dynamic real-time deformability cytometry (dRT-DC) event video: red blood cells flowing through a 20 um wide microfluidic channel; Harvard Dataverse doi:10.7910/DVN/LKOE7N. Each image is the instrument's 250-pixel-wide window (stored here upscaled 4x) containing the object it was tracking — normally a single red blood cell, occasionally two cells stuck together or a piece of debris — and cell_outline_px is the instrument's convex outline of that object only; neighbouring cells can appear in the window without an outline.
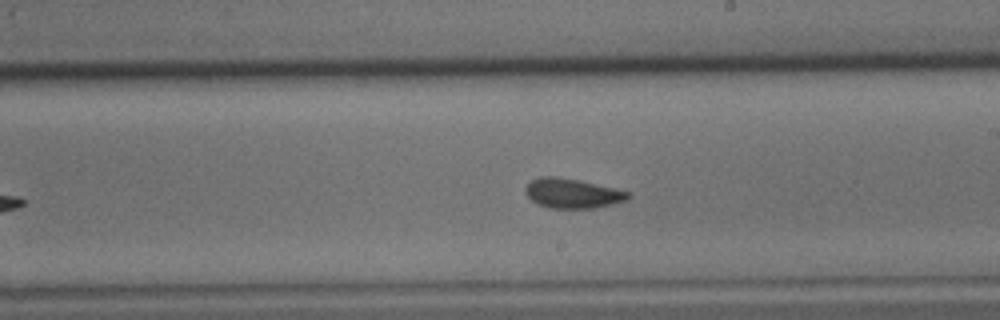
{"species": "common noctule bat (a hibernating species)", "species_latin": "Nyctalus noctula", "temperature_condition": "cold", "stored_images_in_passage": 40, "camera_frame_rate_fps": 3000, "um_per_image_px": 0.085, "animal": {"sex": "male", "body_mass_g": 15.6}, "frame": {"image": 1, "passage_image": 25, "time_ms": 8.0, "image_size_px": [1000, 320], "cell_outline_px": [[632, 196], [628, 200], [596, 208], [552, 208], [536, 204], [524, 192], [524, 188], [532, 180], [540, 176], [552, 176], [580, 180], [632, 192]], "centroid_in_image_um": [48.69, 16.43], "position_along_channel_um": 240.3, "area_um2": 17.92}}
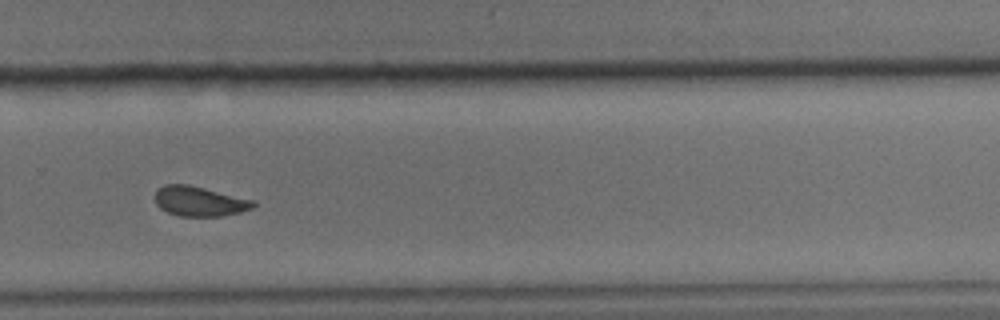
{"frame": {"image": 2, "passage_image": 31, "time_ms": 10.0, "image_size_px": [1000, 320], "cell_outline_px": [[256, 204], [252, 208], [240, 212], [220, 216], [180, 216], [168, 212], [160, 208], [156, 204], [156, 192], [164, 184], [188, 184], [256, 200]], "centroid_in_image_um": [16.99, 17.1], "position_along_channel_um": 312.8, "area_um2": 17.05}}
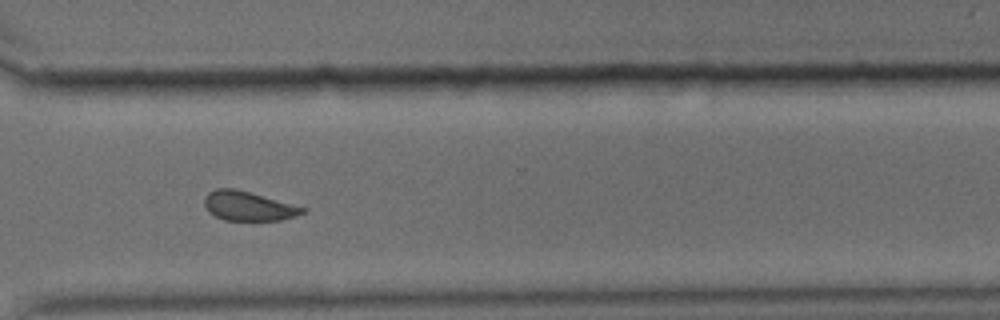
{"frame": {"image": 3, "passage_image": 34, "time_ms": 11.0, "image_size_px": [1000, 320], "cell_outline_px": [[308, 208], [304, 212], [296, 216], [280, 220], [224, 220], [208, 212], [204, 204], [204, 196], [208, 192], [216, 188], [232, 188], [248, 192]], "centroid_in_image_um": [21.08, 17.51], "position_along_channel_um": 349.5, "area_um2": 16.65}, "authors_computed_cell_mechanics": {"area_um2": 17.8313, "velocity_mm_per_s": 3.6442, "shape_relaxation_time_tau1_ms": 3.8094, "shape_relaxation_time_tau2_ms": 1.435, "deformation_change_tau1": 0.0994, "deformation_change_tau2": 0.0499}}